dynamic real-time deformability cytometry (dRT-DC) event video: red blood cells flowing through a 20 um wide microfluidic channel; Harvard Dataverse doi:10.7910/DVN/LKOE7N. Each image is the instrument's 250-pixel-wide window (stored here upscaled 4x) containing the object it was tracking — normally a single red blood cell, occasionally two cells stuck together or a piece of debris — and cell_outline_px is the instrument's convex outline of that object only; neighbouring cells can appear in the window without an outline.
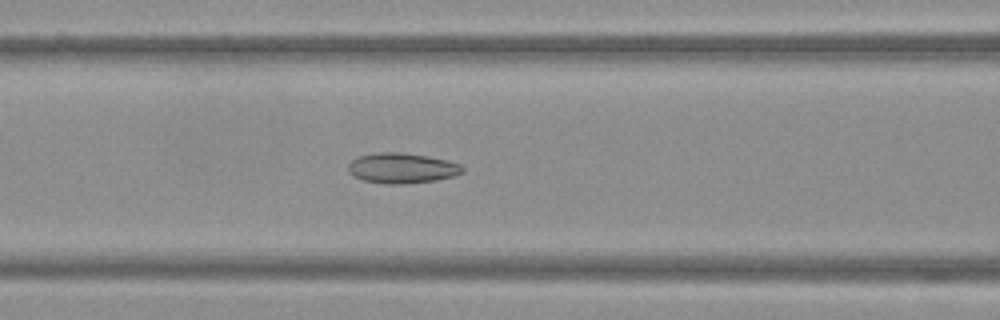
{"species": "Egyptian fruit bat (a non-hibernating species)", "species_latin": "Rousettus aegyptiacus", "temperature_condition": "warm", "stored_images_in_passage": 51, "camera_frame_rate_fps": 3000, "um_per_image_px": 0.085, "frame": {"image": 1, "passage_image": 22, "time_ms": 7.0, "image_size_px": [1000, 320], "cell_outline_px": [[464, 172], [452, 176], [436, 180], [400, 184], [388, 184], [364, 180], [352, 176], [348, 172], [348, 164], [356, 156], [376, 152], [400, 152], [428, 156], [448, 160], [460, 164], [464, 168]], "centroid_in_image_um": [34.14, 14.28], "position_along_channel_um": 132.5, "area_um2": 20.29}}
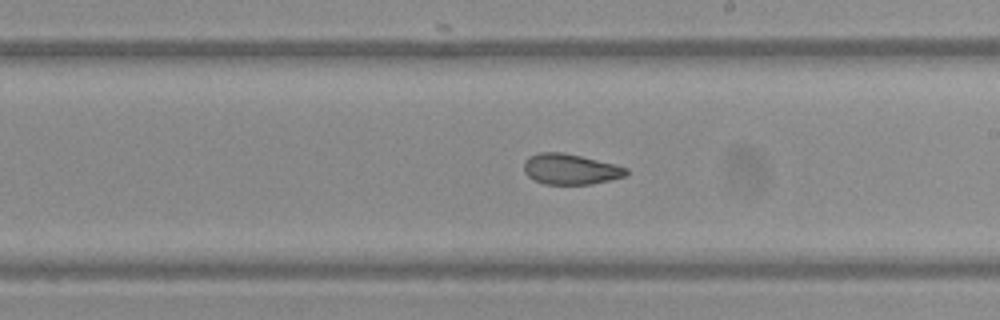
{"frame": {"image": 2, "passage_image": 30, "time_ms": 9.667, "image_size_px": [1000, 320], "cell_outline_px": [[628, 172], [624, 176], [592, 184], [544, 184], [528, 176], [524, 172], [524, 160], [528, 156], [540, 152], [564, 152], [616, 164], [628, 168]], "centroid_in_image_um": [48.47, 14.36], "position_along_channel_um": 240.5, "area_um2": 18.26}}
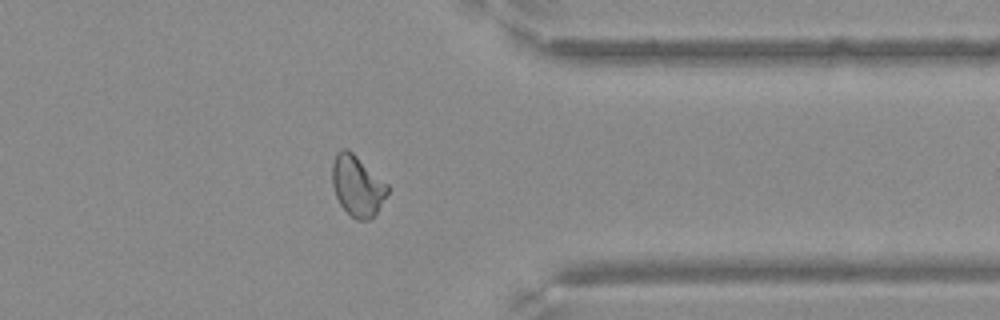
{"frame": {"image": 3, "passage_image": 41, "time_ms": 13.333, "image_size_px": [1000, 320], "cell_outline_px": [[388, 192], [376, 212], [368, 220], [356, 220], [340, 204], [336, 196], [332, 184], [332, 164], [336, 152], [340, 148], [348, 148], [388, 184]], "centroid_in_image_um": [30.35, 15.75], "position_along_channel_um": 381.1, "area_um2": 19.42}}